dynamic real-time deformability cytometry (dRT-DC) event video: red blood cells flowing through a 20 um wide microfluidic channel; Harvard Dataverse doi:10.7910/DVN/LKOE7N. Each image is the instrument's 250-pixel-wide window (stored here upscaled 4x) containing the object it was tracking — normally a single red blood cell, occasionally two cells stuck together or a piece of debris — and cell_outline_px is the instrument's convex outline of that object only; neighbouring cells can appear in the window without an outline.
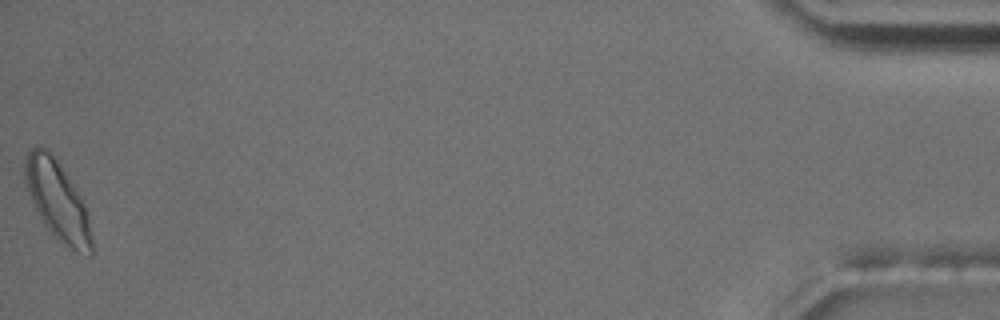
{"species": "common noctule bat (a hibernating species)", "species_latin": "Nyctalus noctula", "temperature_condition": "room temperature", "stored_images_in_passage": 55, "camera_frame_rate_fps": 3000, "um_per_image_px": 0.085, "animal": {"sex": "male", "body_mass_g": 17.5, "forearm_length_mm": 52.3}, "frame": {"image": 1, "passage_image": 55, "time_ms": 18.0, "image_size_px": [1000, 320], "cell_outline_px": [[92, 256], [76, 252], [60, 240], [44, 224], [32, 200], [24, 176], [24, 160], [28, 152], [32, 148], [48, 148], [80, 196], [84, 204], [92, 236]], "centroid_in_image_um": [4.89, 17.05], "position_along_channel_um": 430.3, "area_um2": 29.65}, "authors_computed_cell_mechanics": {"area_um2": 21.7328, "velocity_mm_per_s": 3.6552, "shape_relaxation_time_tau1_ms": 4.5694, "shape_relaxation_time_tau2_ms": 5.4555, "deformation_change_tau1": 0.1495, "deformation_change_tau2": 0.0938}}